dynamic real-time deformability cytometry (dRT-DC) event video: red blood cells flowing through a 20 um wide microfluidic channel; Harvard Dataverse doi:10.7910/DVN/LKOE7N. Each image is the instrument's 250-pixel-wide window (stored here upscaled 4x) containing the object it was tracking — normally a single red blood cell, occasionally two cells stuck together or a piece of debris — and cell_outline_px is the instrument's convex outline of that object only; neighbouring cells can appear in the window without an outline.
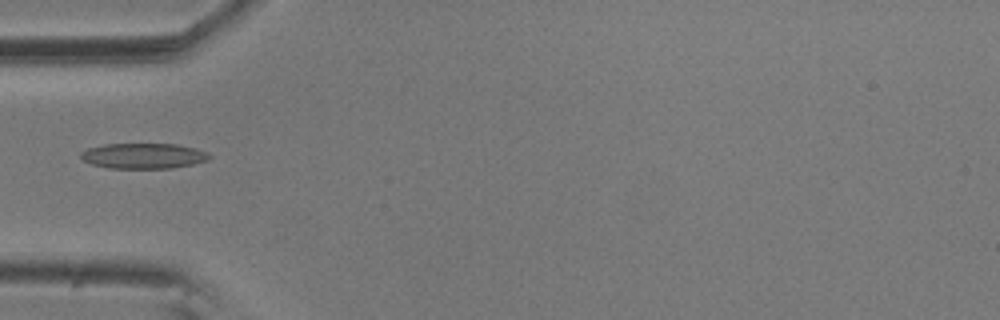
{"species": "common noctule bat (a hibernating species)", "species_latin": "Nyctalus noctula", "temperature_condition": "room temperature", "stored_images_in_passage": 11, "camera_frame_rate_fps": 3000, "um_per_image_px": 0.085, "animal": {"sex": "male", "body_mass_g": 20.5, "forearm_length_mm": 52.5}, "frame": {"image": 1, "passage_image": 5, "time_ms": 1.333, "image_size_px": [1000, 320], "cell_outline_px": [[212, 156], [208, 160], [192, 164], [172, 168], [108, 168], [92, 164], [84, 160], [80, 156], [80, 152], [88, 148], [104, 144], [176, 144], [196, 148], [208, 152]], "centroid_in_image_um": [12.21, 13.24], "position_along_channel_um": 72.8, "area_um2": 19.07}}
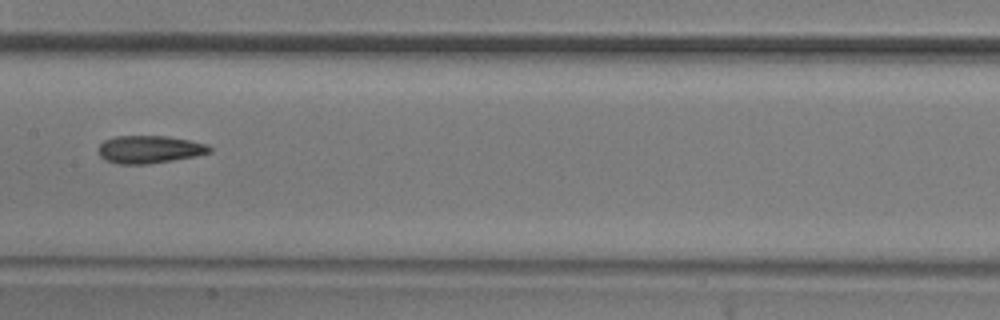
{"frame": {"image": 2, "passage_image": 8, "time_ms": 2.333, "image_size_px": [1000, 320], "cell_outline_px": [[212, 152], [196, 156], [148, 164], [120, 164], [104, 160], [100, 156], [96, 148], [104, 140], [116, 136], [168, 136], [208, 144], [212, 148]], "centroid_in_image_um": [12.69, 12.7], "position_along_channel_um": 194.7, "area_um2": 18.09}}
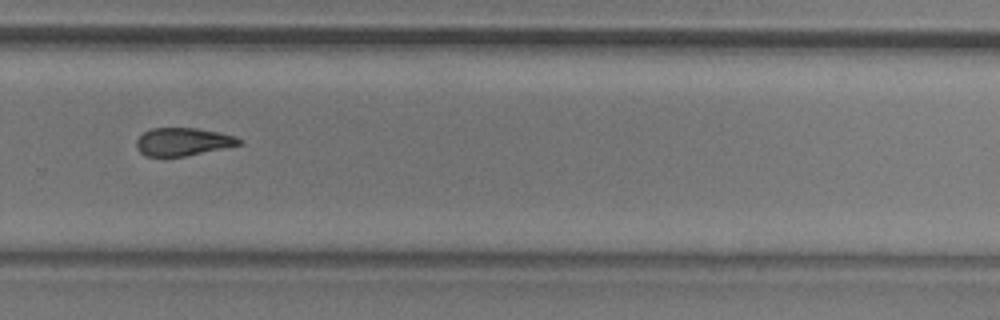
{"frame": {"image": 3, "passage_image": 11, "time_ms": 3.333, "image_size_px": [1000, 320], "cell_outline_px": [[244, 144], [184, 156], [144, 156], [136, 148], [136, 140], [144, 132], [152, 128], [196, 128], [216, 132], [232, 136], [240, 140]], "centroid_in_image_um": [15.5, 12.05], "position_along_channel_um": 314.3, "area_um2": 16.47}}